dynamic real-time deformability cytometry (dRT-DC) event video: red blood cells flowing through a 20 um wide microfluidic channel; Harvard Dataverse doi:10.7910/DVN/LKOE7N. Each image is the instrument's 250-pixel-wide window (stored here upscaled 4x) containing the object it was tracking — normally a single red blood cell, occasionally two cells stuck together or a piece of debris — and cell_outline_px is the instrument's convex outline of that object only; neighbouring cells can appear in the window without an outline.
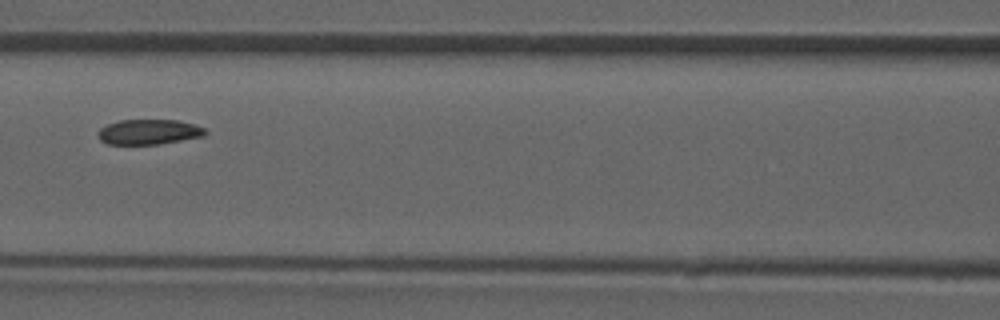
{"species": "common noctule bat (a hibernating species)", "species_latin": "Nyctalus noctula", "temperature_condition": "room temperature", "stored_images_in_passage": 7, "camera_frame_rate_fps": 3000, "um_per_image_px": 0.085, "animal": {"sex": "male", "forearm_length_mm": 52.5}, "frame": {"image": 1, "passage_image": 7, "time_ms": 7.0, "image_size_px": [1000, 320], "cell_outline_px": [[208, 132], [204, 136], [160, 144], [108, 144], [100, 140], [96, 136], [96, 132], [100, 128], [108, 124], [120, 120], [176, 120], [196, 124], [204, 128]], "centroid_in_image_um": [12.64, 11.21], "position_along_channel_um": 154.0, "area_um2": 15.84}}